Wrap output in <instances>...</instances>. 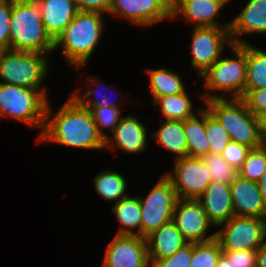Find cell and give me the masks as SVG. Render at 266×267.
<instances>
[{"mask_svg":"<svg viewBox=\"0 0 266 267\" xmlns=\"http://www.w3.org/2000/svg\"><path fill=\"white\" fill-rule=\"evenodd\" d=\"M202 99L207 110L225 128L231 141L251 149L264 144L259 133L258 118L249 111L242 98H224L207 93Z\"/></svg>","mask_w":266,"mask_h":267,"instance_id":"cell-2","label":"cell"},{"mask_svg":"<svg viewBox=\"0 0 266 267\" xmlns=\"http://www.w3.org/2000/svg\"><path fill=\"white\" fill-rule=\"evenodd\" d=\"M79 11L109 13L111 0H74Z\"/></svg>","mask_w":266,"mask_h":267,"instance_id":"cell-40","label":"cell"},{"mask_svg":"<svg viewBox=\"0 0 266 267\" xmlns=\"http://www.w3.org/2000/svg\"><path fill=\"white\" fill-rule=\"evenodd\" d=\"M11 0H0V50L10 49Z\"/></svg>","mask_w":266,"mask_h":267,"instance_id":"cell-37","label":"cell"},{"mask_svg":"<svg viewBox=\"0 0 266 267\" xmlns=\"http://www.w3.org/2000/svg\"><path fill=\"white\" fill-rule=\"evenodd\" d=\"M90 111L100 135L106 140L109 137V133L106 134L104 129L107 127L113 133L122 118L121 110L115 107L100 106L92 108Z\"/></svg>","mask_w":266,"mask_h":267,"instance_id":"cell-33","label":"cell"},{"mask_svg":"<svg viewBox=\"0 0 266 267\" xmlns=\"http://www.w3.org/2000/svg\"><path fill=\"white\" fill-rule=\"evenodd\" d=\"M222 249L215 239L204 243H192L190 267H217Z\"/></svg>","mask_w":266,"mask_h":267,"instance_id":"cell-29","label":"cell"},{"mask_svg":"<svg viewBox=\"0 0 266 267\" xmlns=\"http://www.w3.org/2000/svg\"><path fill=\"white\" fill-rule=\"evenodd\" d=\"M215 2H221L223 5H226V3H229L230 0H211Z\"/></svg>","mask_w":266,"mask_h":267,"instance_id":"cell-45","label":"cell"},{"mask_svg":"<svg viewBox=\"0 0 266 267\" xmlns=\"http://www.w3.org/2000/svg\"><path fill=\"white\" fill-rule=\"evenodd\" d=\"M103 14L79 11L54 41V49L62 46L66 62L81 69L86 65L104 31Z\"/></svg>","mask_w":266,"mask_h":267,"instance_id":"cell-4","label":"cell"},{"mask_svg":"<svg viewBox=\"0 0 266 267\" xmlns=\"http://www.w3.org/2000/svg\"><path fill=\"white\" fill-rule=\"evenodd\" d=\"M242 99L253 115L258 116L266 111V88L245 89Z\"/></svg>","mask_w":266,"mask_h":267,"instance_id":"cell-38","label":"cell"},{"mask_svg":"<svg viewBox=\"0 0 266 267\" xmlns=\"http://www.w3.org/2000/svg\"><path fill=\"white\" fill-rule=\"evenodd\" d=\"M257 184L263 201L266 204V170L263 172L261 178L257 181Z\"/></svg>","mask_w":266,"mask_h":267,"instance_id":"cell-43","label":"cell"},{"mask_svg":"<svg viewBox=\"0 0 266 267\" xmlns=\"http://www.w3.org/2000/svg\"><path fill=\"white\" fill-rule=\"evenodd\" d=\"M198 200L214 226L234 216L230 184L211 182Z\"/></svg>","mask_w":266,"mask_h":267,"instance_id":"cell-19","label":"cell"},{"mask_svg":"<svg viewBox=\"0 0 266 267\" xmlns=\"http://www.w3.org/2000/svg\"><path fill=\"white\" fill-rule=\"evenodd\" d=\"M234 215L266 218V204L257 182L239 175L230 183Z\"/></svg>","mask_w":266,"mask_h":267,"instance_id":"cell-16","label":"cell"},{"mask_svg":"<svg viewBox=\"0 0 266 267\" xmlns=\"http://www.w3.org/2000/svg\"><path fill=\"white\" fill-rule=\"evenodd\" d=\"M230 35L233 44H247L239 35L251 33L266 34V0H249L243 10L230 21Z\"/></svg>","mask_w":266,"mask_h":267,"instance_id":"cell-17","label":"cell"},{"mask_svg":"<svg viewBox=\"0 0 266 267\" xmlns=\"http://www.w3.org/2000/svg\"><path fill=\"white\" fill-rule=\"evenodd\" d=\"M47 91L0 82V119L14 118L32 127L45 125Z\"/></svg>","mask_w":266,"mask_h":267,"instance_id":"cell-5","label":"cell"},{"mask_svg":"<svg viewBox=\"0 0 266 267\" xmlns=\"http://www.w3.org/2000/svg\"><path fill=\"white\" fill-rule=\"evenodd\" d=\"M10 50L50 54L54 40L47 33L35 0H11Z\"/></svg>","mask_w":266,"mask_h":267,"instance_id":"cell-3","label":"cell"},{"mask_svg":"<svg viewBox=\"0 0 266 267\" xmlns=\"http://www.w3.org/2000/svg\"><path fill=\"white\" fill-rule=\"evenodd\" d=\"M149 261L171 257L188 244L173 221L163 224L159 229L145 237Z\"/></svg>","mask_w":266,"mask_h":267,"instance_id":"cell-20","label":"cell"},{"mask_svg":"<svg viewBox=\"0 0 266 267\" xmlns=\"http://www.w3.org/2000/svg\"><path fill=\"white\" fill-rule=\"evenodd\" d=\"M175 171L164 174L172 183L179 199H198L211 183L210 172L199 157L174 160Z\"/></svg>","mask_w":266,"mask_h":267,"instance_id":"cell-11","label":"cell"},{"mask_svg":"<svg viewBox=\"0 0 266 267\" xmlns=\"http://www.w3.org/2000/svg\"><path fill=\"white\" fill-rule=\"evenodd\" d=\"M146 240L137 235L116 234L107 246L102 267H148Z\"/></svg>","mask_w":266,"mask_h":267,"instance_id":"cell-14","label":"cell"},{"mask_svg":"<svg viewBox=\"0 0 266 267\" xmlns=\"http://www.w3.org/2000/svg\"><path fill=\"white\" fill-rule=\"evenodd\" d=\"M202 159L210 172L211 182L230 184L238 175L237 169L219 154L209 153Z\"/></svg>","mask_w":266,"mask_h":267,"instance_id":"cell-31","label":"cell"},{"mask_svg":"<svg viewBox=\"0 0 266 267\" xmlns=\"http://www.w3.org/2000/svg\"><path fill=\"white\" fill-rule=\"evenodd\" d=\"M47 33L55 41L79 12L74 0H35Z\"/></svg>","mask_w":266,"mask_h":267,"instance_id":"cell-21","label":"cell"},{"mask_svg":"<svg viewBox=\"0 0 266 267\" xmlns=\"http://www.w3.org/2000/svg\"><path fill=\"white\" fill-rule=\"evenodd\" d=\"M266 170V145L251 149L242 166L237 170L238 175L250 181L257 182Z\"/></svg>","mask_w":266,"mask_h":267,"instance_id":"cell-30","label":"cell"},{"mask_svg":"<svg viewBox=\"0 0 266 267\" xmlns=\"http://www.w3.org/2000/svg\"><path fill=\"white\" fill-rule=\"evenodd\" d=\"M172 221L188 243H204L216 239V232L207 236L214 226L198 199H177Z\"/></svg>","mask_w":266,"mask_h":267,"instance_id":"cell-12","label":"cell"},{"mask_svg":"<svg viewBox=\"0 0 266 267\" xmlns=\"http://www.w3.org/2000/svg\"><path fill=\"white\" fill-rule=\"evenodd\" d=\"M224 5L211 0H172V19L181 15L194 27H230V22L220 24L216 18Z\"/></svg>","mask_w":266,"mask_h":267,"instance_id":"cell-15","label":"cell"},{"mask_svg":"<svg viewBox=\"0 0 266 267\" xmlns=\"http://www.w3.org/2000/svg\"><path fill=\"white\" fill-rule=\"evenodd\" d=\"M256 253L257 250H222V254L234 267H257Z\"/></svg>","mask_w":266,"mask_h":267,"instance_id":"cell-39","label":"cell"},{"mask_svg":"<svg viewBox=\"0 0 266 267\" xmlns=\"http://www.w3.org/2000/svg\"><path fill=\"white\" fill-rule=\"evenodd\" d=\"M236 57L224 58L208 68L200 77L205 79L204 87L211 91H223L229 95L224 98H242L246 89L247 44L230 46ZM231 92V93H230Z\"/></svg>","mask_w":266,"mask_h":267,"instance_id":"cell-7","label":"cell"},{"mask_svg":"<svg viewBox=\"0 0 266 267\" xmlns=\"http://www.w3.org/2000/svg\"><path fill=\"white\" fill-rule=\"evenodd\" d=\"M217 230L222 250H257L266 241V218L234 215Z\"/></svg>","mask_w":266,"mask_h":267,"instance_id":"cell-9","label":"cell"},{"mask_svg":"<svg viewBox=\"0 0 266 267\" xmlns=\"http://www.w3.org/2000/svg\"><path fill=\"white\" fill-rule=\"evenodd\" d=\"M47 57L46 54L37 52L0 50V78L6 84L47 91L41 88L48 73Z\"/></svg>","mask_w":266,"mask_h":267,"instance_id":"cell-6","label":"cell"},{"mask_svg":"<svg viewBox=\"0 0 266 267\" xmlns=\"http://www.w3.org/2000/svg\"><path fill=\"white\" fill-rule=\"evenodd\" d=\"M206 134L209 142V153L221 155L230 138L221 123L206 109Z\"/></svg>","mask_w":266,"mask_h":267,"instance_id":"cell-32","label":"cell"},{"mask_svg":"<svg viewBox=\"0 0 266 267\" xmlns=\"http://www.w3.org/2000/svg\"><path fill=\"white\" fill-rule=\"evenodd\" d=\"M258 125H259V133L262 138L264 144L266 143V111L262 112L257 116Z\"/></svg>","mask_w":266,"mask_h":267,"instance_id":"cell-42","label":"cell"},{"mask_svg":"<svg viewBox=\"0 0 266 267\" xmlns=\"http://www.w3.org/2000/svg\"><path fill=\"white\" fill-rule=\"evenodd\" d=\"M217 267H234V266L223 254H221L217 263Z\"/></svg>","mask_w":266,"mask_h":267,"instance_id":"cell-44","label":"cell"},{"mask_svg":"<svg viewBox=\"0 0 266 267\" xmlns=\"http://www.w3.org/2000/svg\"><path fill=\"white\" fill-rule=\"evenodd\" d=\"M250 150V147L230 140L221 156L238 170L246 160V156Z\"/></svg>","mask_w":266,"mask_h":267,"instance_id":"cell-36","label":"cell"},{"mask_svg":"<svg viewBox=\"0 0 266 267\" xmlns=\"http://www.w3.org/2000/svg\"><path fill=\"white\" fill-rule=\"evenodd\" d=\"M120 222L118 235H137L141 236V206L139 196H129V194L117 202L112 207ZM137 232L133 231L136 230Z\"/></svg>","mask_w":266,"mask_h":267,"instance_id":"cell-23","label":"cell"},{"mask_svg":"<svg viewBox=\"0 0 266 267\" xmlns=\"http://www.w3.org/2000/svg\"><path fill=\"white\" fill-rule=\"evenodd\" d=\"M177 199L176 191L165 175H162L147 197L139 196L141 236L143 238L159 229L163 224L172 221Z\"/></svg>","mask_w":266,"mask_h":267,"instance_id":"cell-8","label":"cell"},{"mask_svg":"<svg viewBox=\"0 0 266 267\" xmlns=\"http://www.w3.org/2000/svg\"><path fill=\"white\" fill-rule=\"evenodd\" d=\"M191 259L192 243H188L171 257L157 261H149V265L150 267H190Z\"/></svg>","mask_w":266,"mask_h":267,"instance_id":"cell-35","label":"cell"},{"mask_svg":"<svg viewBox=\"0 0 266 267\" xmlns=\"http://www.w3.org/2000/svg\"><path fill=\"white\" fill-rule=\"evenodd\" d=\"M230 27H194L191 41V65L200 77L214 65L226 46L233 45Z\"/></svg>","mask_w":266,"mask_h":267,"instance_id":"cell-10","label":"cell"},{"mask_svg":"<svg viewBox=\"0 0 266 267\" xmlns=\"http://www.w3.org/2000/svg\"><path fill=\"white\" fill-rule=\"evenodd\" d=\"M257 267H266V241L257 249Z\"/></svg>","mask_w":266,"mask_h":267,"instance_id":"cell-41","label":"cell"},{"mask_svg":"<svg viewBox=\"0 0 266 267\" xmlns=\"http://www.w3.org/2000/svg\"><path fill=\"white\" fill-rule=\"evenodd\" d=\"M109 14L147 26L172 19V0H111Z\"/></svg>","mask_w":266,"mask_h":267,"instance_id":"cell-13","label":"cell"},{"mask_svg":"<svg viewBox=\"0 0 266 267\" xmlns=\"http://www.w3.org/2000/svg\"><path fill=\"white\" fill-rule=\"evenodd\" d=\"M188 93L158 97L152 104L159 106L161 114L166 120L184 121L194 116L192 102Z\"/></svg>","mask_w":266,"mask_h":267,"instance_id":"cell-26","label":"cell"},{"mask_svg":"<svg viewBox=\"0 0 266 267\" xmlns=\"http://www.w3.org/2000/svg\"><path fill=\"white\" fill-rule=\"evenodd\" d=\"M154 136L152 140L156 138L163 148L175 154V160L187 156V141L183 121L166 120L158 131H155Z\"/></svg>","mask_w":266,"mask_h":267,"instance_id":"cell-24","label":"cell"},{"mask_svg":"<svg viewBox=\"0 0 266 267\" xmlns=\"http://www.w3.org/2000/svg\"><path fill=\"white\" fill-rule=\"evenodd\" d=\"M94 188L97 193L108 201L119 202L127 196V182L122 174L112 170H104L94 178Z\"/></svg>","mask_w":266,"mask_h":267,"instance_id":"cell-27","label":"cell"},{"mask_svg":"<svg viewBox=\"0 0 266 267\" xmlns=\"http://www.w3.org/2000/svg\"><path fill=\"white\" fill-rule=\"evenodd\" d=\"M99 80H100V78H98L97 80H96V78L95 79H93V78L91 79L90 78L88 82L94 83L96 86L100 85V87H101L102 86V82L101 81L99 82ZM97 89L99 90V88H97ZM106 90H108V89H106ZM97 91H93V92L92 91H88V92H86V93H84L82 95H80L81 93H79V91H77V92H74L71 96L82 107H84L86 109H89V110H91L92 108H95V107H100V106L119 108L118 104H116V102H114L112 100L110 101V97H108L106 95L100 96V94H98ZM93 93L96 96V98H94L95 100L90 97L91 95H93ZM98 96H100L99 97L100 99H98Z\"/></svg>","mask_w":266,"mask_h":267,"instance_id":"cell-34","label":"cell"},{"mask_svg":"<svg viewBox=\"0 0 266 267\" xmlns=\"http://www.w3.org/2000/svg\"><path fill=\"white\" fill-rule=\"evenodd\" d=\"M46 107L45 125L38 142H54L70 148L104 149L105 140L100 135L91 111L82 107L72 96L52 117L51 105Z\"/></svg>","mask_w":266,"mask_h":267,"instance_id":"cell-1","label":"cell"},{"mask_svg":"<svg viewBox=\"0 0 266 267\" xmlns=\"http://www.w3.org/2000/svg\"><path fill=\"white\" fill-rule=\"evenodd\" d=\"M112 134L105 140V148L116 146L128 153H137L146 149L147 128L132 115L121 118Z\"/></svg>","mask_w":266,"mask_h":267,"instance_id":"cell-18","label":"cell"},{"mask_svg":"<svg viewBox=\"0 0 266 267\" xmlns=\"http://www.w3.org/2000/svg\"><path fill=\"white\" fill-rule=\"evenodd\" d=\"M183 121L187 141V156L202 158L209 154V142L206 134V108ZM198 115V116H197ZM200 117V118H199Z\"/></svg>","mask_w":266,"mask_h":267,"instance_id":"cell-22","label":"cell"},{"mask_svg":"<svg viewBox=\"0 0 266 267\" xmlns=\"http://www.w3.org/2000/svg\"><path fill=\"white\" fill-rule=\"evenodd\" d=\"M266 88V52L247 43L246 89Z\"/></svg>","mask_w":266,"mask_h":267,"instance_id":"cell-28","label":"cell"},{"mask_svg":"<svg viewBox=\"0 0 266 267\" xmlns=\"http://www.w3.org/2000/svg\"><path fill=\"white\" fill-rule=\"evenodd\" d=\"M149 89L154 97L153 102L161 96L174 95L185 92V85L180 75L165 68L148 69Z\"/></svg>","mask_w":266,"mask_h":267,"instance_id":"cell-25","label":"cell"}]
</instances>
